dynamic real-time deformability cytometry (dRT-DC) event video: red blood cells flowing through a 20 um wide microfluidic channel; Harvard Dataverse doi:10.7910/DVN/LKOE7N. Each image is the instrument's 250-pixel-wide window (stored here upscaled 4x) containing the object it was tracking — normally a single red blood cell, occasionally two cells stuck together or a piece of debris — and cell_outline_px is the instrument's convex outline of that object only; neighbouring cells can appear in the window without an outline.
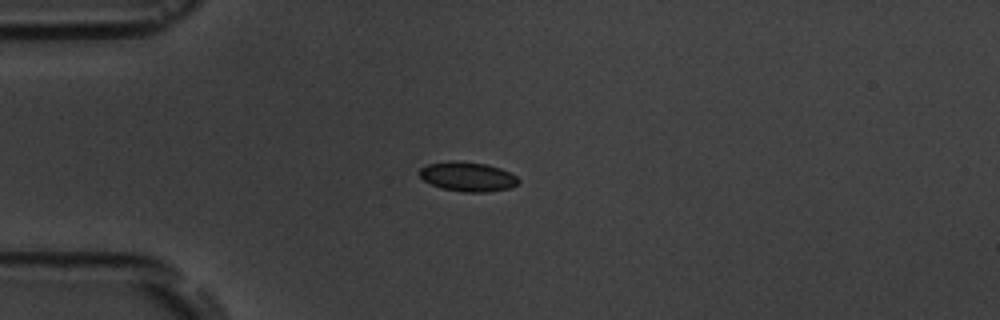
{"species": "common noctule bat (a hibernating species)", "species_latin": "Nyctalus noctula", "temperature_condition": "room temperature", "stored_images_in_passage": 5, "camera_frame_rate_fps": 3000, "um_per_image_px": 0.085, "animal": {"sex": "male", "body_mass_g": 19.5, "forearm_length_mm": 54.6}, "frame": {"image": 1, "passage_image": 4, "time_ms": 3.333, "image_size_px": [1000, 320], "cell_outline_px": [[520, 180], [512, 188], [484, 192], [464, 192], [444, 188], [432, 184], [424, 180], [420, 176], [420, 168], [428, 164], [452, 160], [484, 164], [500, 168], [516, 176]], "centroid_in_image_um": [39.76, 15.01], "position_along_channel_um": 45.2, "area_um2": 16.7}}